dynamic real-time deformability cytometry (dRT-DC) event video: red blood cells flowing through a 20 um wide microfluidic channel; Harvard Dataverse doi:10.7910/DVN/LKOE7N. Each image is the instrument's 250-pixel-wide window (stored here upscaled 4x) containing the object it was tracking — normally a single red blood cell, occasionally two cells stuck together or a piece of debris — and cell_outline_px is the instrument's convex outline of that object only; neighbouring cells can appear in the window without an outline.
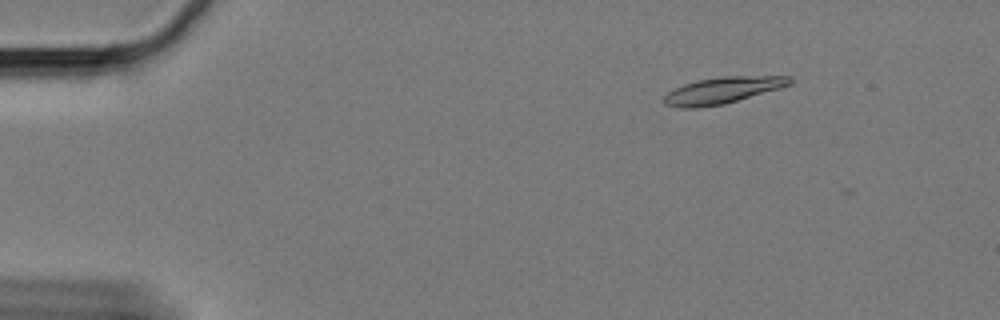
{"species": "Egyptian fruit bat (a non-hibernating species)", "species_latin": "Rousettus aegyptiacus", "temperature_condition": "cold", "stored_images_in_passage": 9, "camera_frame_rate_fps": 3000, "um_per_image_px": 0.085, "animal": {"sex": "female"}, "frame": {"image": 1, "passage_image": 5, "time_ms": 1.333, "image_size_px": [1000, 320], "cell_outline_px": [[792, 84], [780, 88], [724, 104], [696, 108], [680, 108], [664, 104], [664, 96], [668, 92], [684, 84], [696, 80], [720, 76], [788, 76], [792, 80]], "centroid_in_image_um": [61.4, 7.67], "position_along_channel_um": 23.6, "area_um2": 19.36}}